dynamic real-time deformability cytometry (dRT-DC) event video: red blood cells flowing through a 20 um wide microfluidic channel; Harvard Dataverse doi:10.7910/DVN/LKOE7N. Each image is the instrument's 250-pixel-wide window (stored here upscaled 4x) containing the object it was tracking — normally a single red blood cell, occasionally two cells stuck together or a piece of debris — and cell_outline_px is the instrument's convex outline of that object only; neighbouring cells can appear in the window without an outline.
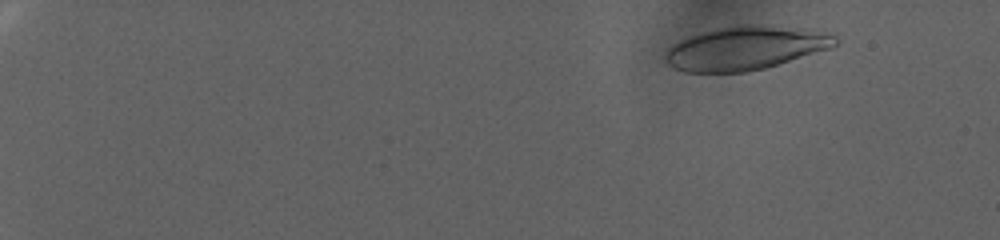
{"species": "human", "species_latin": "Homo sapiens", "temperature_condition": "warm", "stored_images_in_passage": 78, "camera_frame_rate_fps": 3000, "um_per_image_px": 0.085, "donor": {"sex": "female"}, "frame": {"image": 1, "passage_image": 2, "time_ms": 0.333, "image_size_px": [1000, 240], "cell_outline_px": [[840, 40], [832, 48], [764, 68], [744, 72], [684, 72], [668, 64], [664, 60], [664, 52], [672, 44], [680, 40], [700, 32], [716, 28], [740, 24], [752, 24], [804, 28], [836, 36]], "centroid_in_image_um": [63.34, 4.08], "position_along_channel_um": 21.7, "area_um2": 43.29}}
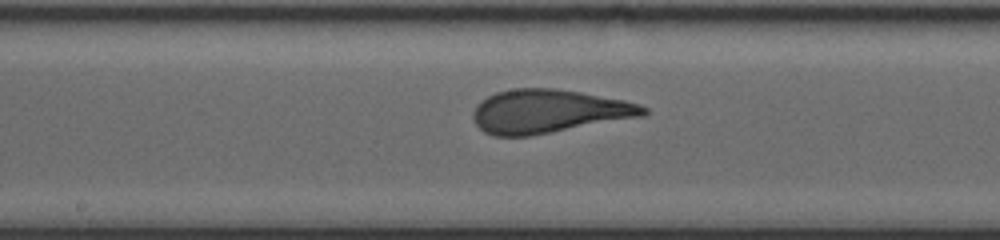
{"frame": {"image": 2, "passage_image": 44, "time_ms": 14.333, "image_size_px": [1000, 240], "cell_outline_px": [[648, 112], [644, 116], [528, 136], [492, 136], [484, 132], [476, 124], [472, 116], [472, 112], [476, 104], [488, 96], [496, 92], [512, 88], [556, 88], [580, 92], [624, 100], [640, 104], [648, 108]], "centroid_in_image_um": [46.61, 9.46], "position_along_channel_um": 201.6, "area_um2": 43.23}}
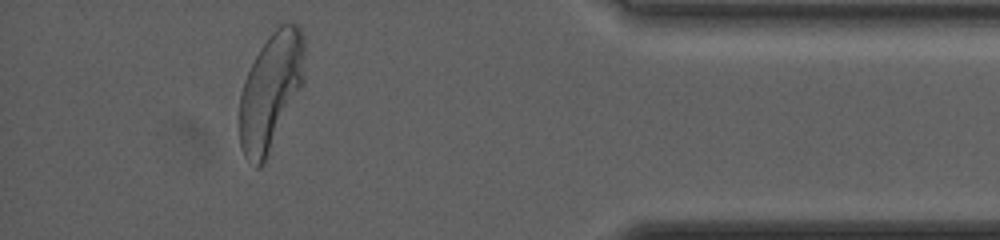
{"frame": {"image": 3, "passage_image": 72, "time_ms": 23.667, "image_size_px": [1000, 240], "cell_outline_px": [[304, 84], [264, 164], [260, 168], [256, 168], [244, 156], [240, 148], [240, 96], [244, 80], [260, 48], [268, 36], [280, 24], [296, 24], [300, 28], [304, 36]], "centroid_in_image_um": [23.03, 7.78], "position_along_channel_um": 412.2, "area_um2": 44.51}}